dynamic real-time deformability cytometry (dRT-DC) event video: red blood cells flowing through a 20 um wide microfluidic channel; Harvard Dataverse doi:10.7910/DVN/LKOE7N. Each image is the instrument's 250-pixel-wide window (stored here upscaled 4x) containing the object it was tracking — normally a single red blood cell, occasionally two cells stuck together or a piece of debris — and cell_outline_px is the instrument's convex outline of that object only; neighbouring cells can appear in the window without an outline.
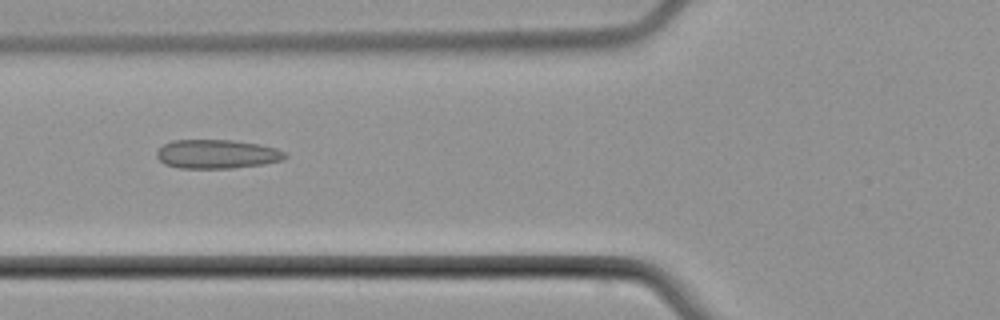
{"species": "common noctule bat (a hibernating species)", "species_latin": "Nyctalus noctula", "temperature_condition": "cold", "stored_images_in_passage": 7, "camera_frame_rate_fps": 3000, "um_per_image_px": 0.085, "animal": {"sex": "male", "body_mass_g": 21.5, "forearm_length_mm": 52.0}, "frame": {"image": 1, "passage_image": 5, "time_ms": 6.0, "image_size_px": [1000, 320], "cell_outline_px": [[288, 156], [284, 160], [264, 164], [232, 168], [180, 168], [164, 164], [156, 156], [156, 152], [164, 144], [172, 140], [232, 140], [260, 144], [276, 148], [284, 152]], "centroid_in_image_um": [18.45, 13.1], "position_along_channel_um": 107.3, "area_um2": 21.73}}
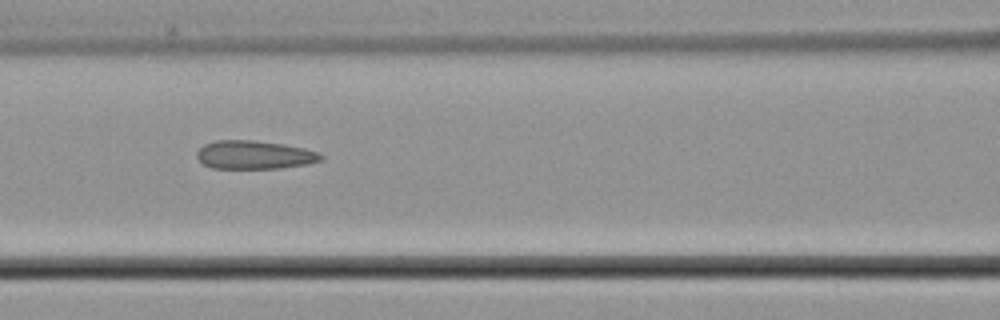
{"frame": {"image": 2, "passage_image": 6, "time_ms": 7.0, "image_size_px": [1000, 320], "cell_outline_px": [[324, 156], [320, 160], [304, 164], [280, 168], [212, 168], [204, 164], [196, 156], [196, 152], [204, 144], [216, 140], [252, 140], [284, 144], [304, 148], [316, 152]], "centroid_in_image_um": [21.58, 13.15], "position_along_channel_um": 145.0, "area_um2": 20.35}}
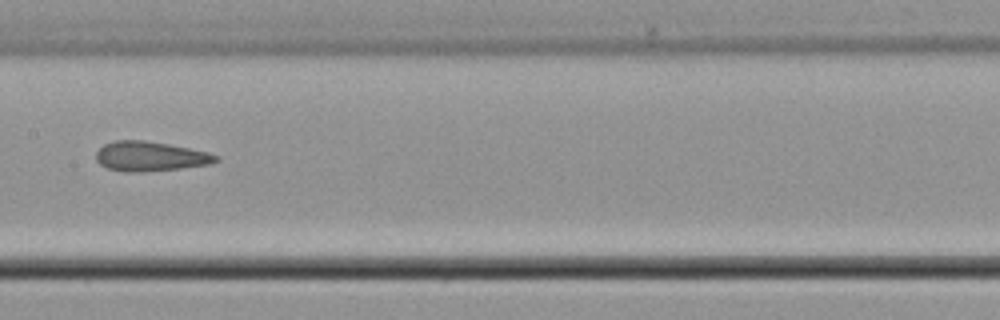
{"frame": {"image": 3, "passage_image": 7, "time_ms": 8.333, "image_size_px": [1000, 320], "cell_outline_px": [[220, 160], [212, 164], [180, 168], [140, 172], [128, 172], [108, 168], [100, 164], [96, 160], [96, 152], [104, 144], [116, 140], [144, 140], [168, 144], [208, 152], [220, 156]], "centroid_in_image_um": [12.79, 13.29], "position_along_channel_um": 194.6, "area_um2": 20.69}}